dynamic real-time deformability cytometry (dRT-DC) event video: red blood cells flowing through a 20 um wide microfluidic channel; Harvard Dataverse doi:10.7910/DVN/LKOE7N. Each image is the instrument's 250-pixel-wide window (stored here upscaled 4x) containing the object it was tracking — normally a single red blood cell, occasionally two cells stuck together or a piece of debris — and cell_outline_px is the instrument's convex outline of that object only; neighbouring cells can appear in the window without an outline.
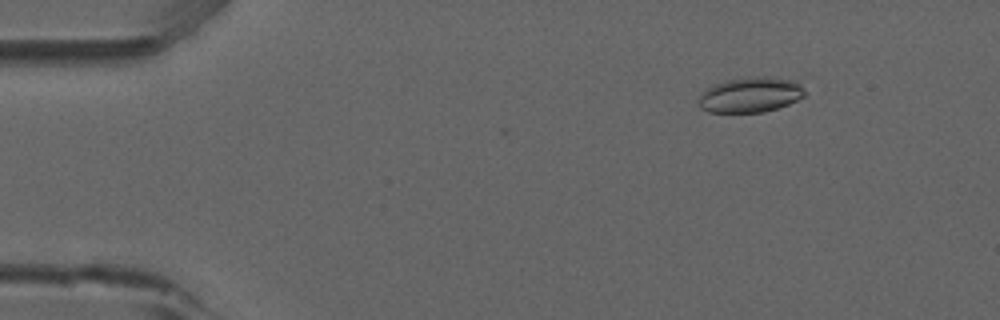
{"species": "common noctule bat (a hibernating species)", "species_latin": "Nyctalus noctula", "temperature_condition": "room temperature", "stored_images_in_passage": 32, "camera_frame_rate_fps": 3000, "um_per_image_px": 0.085, "animal": {"sex": "male", "forearm_length_mm": 52.5}, "frame": {"image": 1, "passage_image": 7, "time_ms": 2.0, "image_size_px": [1000, 320], "cell_outline_px": [[804, 96], [788, 104], [764, 112], [708, 112], [700, 108], [696, 100], [700, 92], [716, 84], [728, 80], [752, 76], [764, 76], [796, 80], [804, 88]], "centroid_in_image_um": [63.76, 8.05], "position_along_channel_um": 21.2, "area_um2": 21.91}}
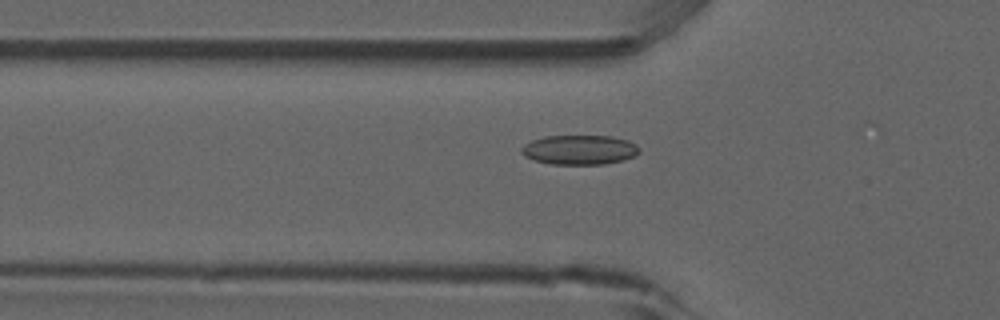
{"frame": {"image": 2, "passage_image": 18, "time_ms": 5.667, "image_size_px": [1000, 320], "cell_outline_px": [[640, 152], [636, 156], [624, 160], [604, 164], [552, 164], [536, 160], [524, 156], [520, 152], [520, 148], [524, 144], [532, 140], [544, 136], [612, 136], [628, 140], [636, 144], [640, 148]], "centroid_in_image_um": [49.28, 12.73], "position_along_channel_um": 76.5, "area_um2": 20.46}}
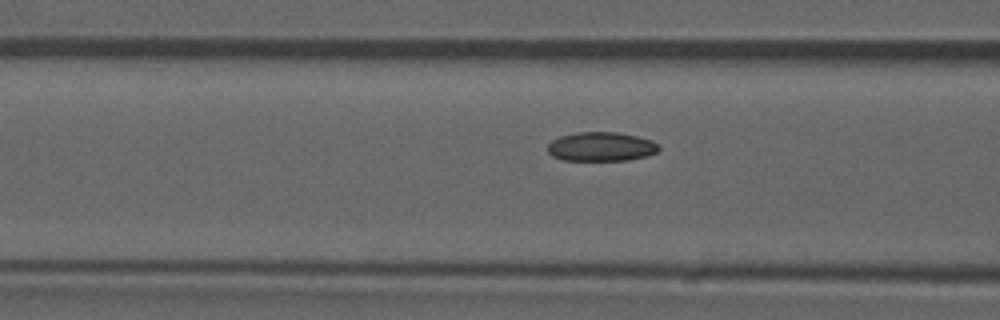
{"frame": {"image": 3, "passage_image": 21, "time_ms": 6.667, "image_size_px": [1000, 320], "cell_outline_px": [[660, 148], [656, 152], [648, 156], [628, 160], [564, 160], [552, 156], [548, 152], [548, 144], [552, 140], [560, 136], [576, 132], [616, 132], [636, 136], [652, 140], [660, 144]], "centroid_in_image_um": [51.12, 12.46], "position_along_channel_um": 115.5, "area_um2": 18.96}}